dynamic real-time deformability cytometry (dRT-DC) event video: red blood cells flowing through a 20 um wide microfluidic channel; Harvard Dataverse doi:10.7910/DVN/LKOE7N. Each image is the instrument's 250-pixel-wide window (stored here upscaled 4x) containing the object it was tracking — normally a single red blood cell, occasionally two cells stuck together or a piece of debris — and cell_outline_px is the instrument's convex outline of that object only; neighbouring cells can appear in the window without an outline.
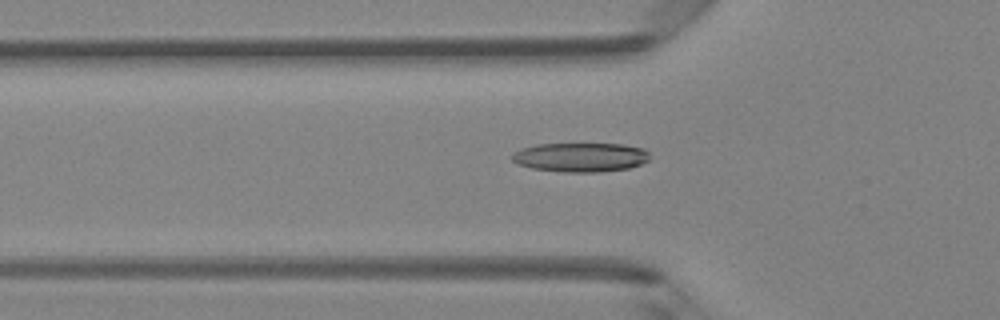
{"species": "Egyptian fruit bat (a non-hibernating species)", "species_latin": "Rousettus aegyptiacus", "temperature_condition": "room temperature", "stored_images_in_passage": 49, "camera_frame_rate_fps": 3000, "um_per_image_px": 0.085, "animal": {"sex": "female"}, "frame": {"image": 1, "passage_image": 17, "time_ms": 5.333, "image_size_px": [1000, 320], "cell_outline_px": [[648, 160], [640, 164], [628, 168], [600, 172], [560, 172], [532, 168], [520, 164], [512, 160], [512, 156], [520, 148], [536, 144], [624, 144], [644, 148], [648, 152]], "centroid_in_image_um": [49.35, 13.36], "position_along_channel_um": 76.4, "area_um2": 23.35}}
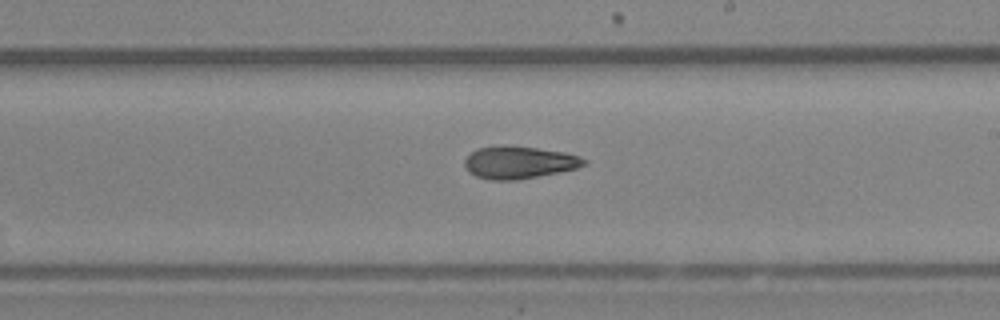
{"frame": {"image": 2, "passage_image": 29, "time_ms": 9.333, "image_size_px": [1000, 320], "cell_outline_px": [[588, 164], [576, 168], [560, 172], [516, 180], [492, 180], [476, 176], [468, 172], [464, 164], [464, 160], [472, 152], [480, 148], [536, 148], [564, 152], [580, 156], [588, 160]], "centroid_in_image_um": [44.18, 13.85], "position_along_channel_um": 244.8, "area_um2": 21.85}}
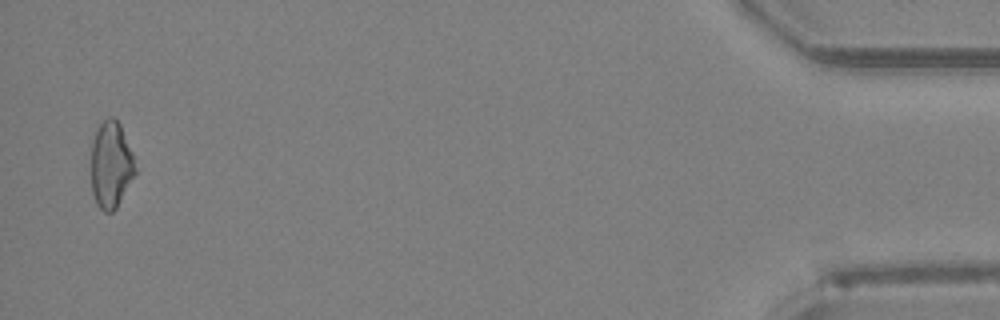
{"frame": {"image": 3, "passage_image": 48, "time_ms": 15.667, "image_size_px": [1000, 320], "cell_outline_px": [[136, 172], [116, 208], [112, 212], [104, 212], [96, 204], [92, 192], [92, 144], [96, 124], [108, 116], [112, 116], [120, 124], [132, 152], [136, 168]], "centroid_in_image_um": [9.42, 13.97], "position_along_channel_um": 425.8, "area_um2": 22.37}, "authors_computed_cell_mechanics": {"area_um2": 22.6576, "velocity_mm_per_s": 4.2146, "shape_relaxation_time_tau1_ms": 5.2346, "shape_relaxation_time_tau2_ms": 8.1859, "deformation_change_tau1": 0.1252, "deformation_change_tau2": 0.1632}}